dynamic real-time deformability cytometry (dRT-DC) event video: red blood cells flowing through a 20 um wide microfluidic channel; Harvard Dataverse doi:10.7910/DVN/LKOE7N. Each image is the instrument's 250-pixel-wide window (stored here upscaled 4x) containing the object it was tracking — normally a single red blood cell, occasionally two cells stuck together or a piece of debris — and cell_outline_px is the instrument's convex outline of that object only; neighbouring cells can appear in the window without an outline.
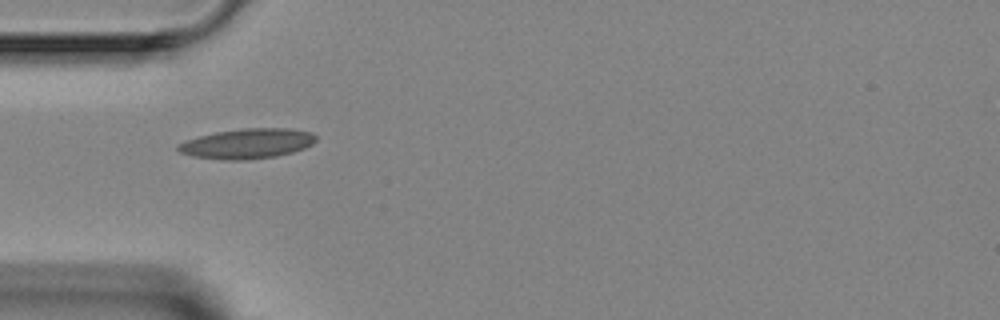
{"species": "Egyptian fruit bat (a non-hibernating species)", "species_latin": "Rousettus aegyptiacus", "temperature_condition": "room temperature", "stored_images_in_passage": 7, "camera_frame_rate_fps": 3000, "um_per_image_px": 0.085, "animal": {"sex": "female"}, "frame": {"image": 1, "passage_image": 4, "time_ms": 4.333, "image_size_px": [1000, 320], "cell_outline_px": [[316, 140], [312, 144], [304, 148], [292, 152], [276, 156], [244, 160], [220, 160], [192, 156], [180, 152], [176, 148], [176, 144], [184, 140], [216, 132], [244, 128], [288, 128], [312, 132], [316, 136]], "centroid_in_image_um": [20.99, 12.21], "position_along_channel_um": 64.0, "area_um2": 24.22}}
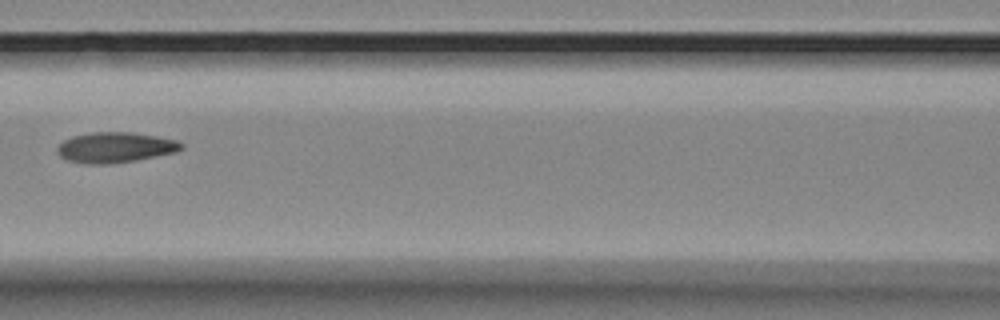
{"frame": {"image": 2, "passage_image": 6, "time_ms": 6.667, "image_size_px": [1000, 320], "cell_outline_px": [[184, 148], [176, 152], [136, 160], [108, 164], [84, 164], [68, 160], [60, 156], [56, 152], [56, 148], [64, 140], [72, 136], [92, 132], [132, 132], [156, 136], [176, 140], [184, 144]], "centroid_in_image_um": [9.79, 12.53], "position_along_channel_um": 156.8, "area_um2": 22.08}}
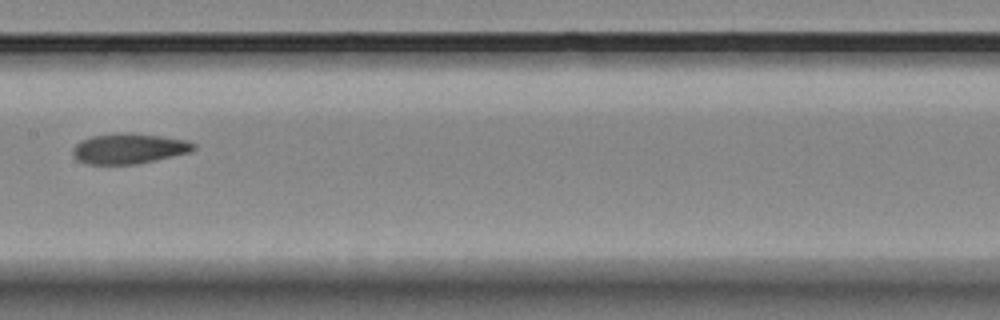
{"frame": {"image": 3, "passage_image": 7, "time_ms": 7.667, "image_size_px": [1000, 320], "cell_outline_px": [[196, 148], [192, 152], [156, 160], [136, 164], [88, 164], [76, 160], [72, 156], [72, 148], [80, 140], [92, 136], [124, 132], [132, 132], [188, 140], [196, 144]], "centroid_in_image_um": [10.96, 12.62], "position_along_channel_um": 196.4, "area_um2": 21.68}}